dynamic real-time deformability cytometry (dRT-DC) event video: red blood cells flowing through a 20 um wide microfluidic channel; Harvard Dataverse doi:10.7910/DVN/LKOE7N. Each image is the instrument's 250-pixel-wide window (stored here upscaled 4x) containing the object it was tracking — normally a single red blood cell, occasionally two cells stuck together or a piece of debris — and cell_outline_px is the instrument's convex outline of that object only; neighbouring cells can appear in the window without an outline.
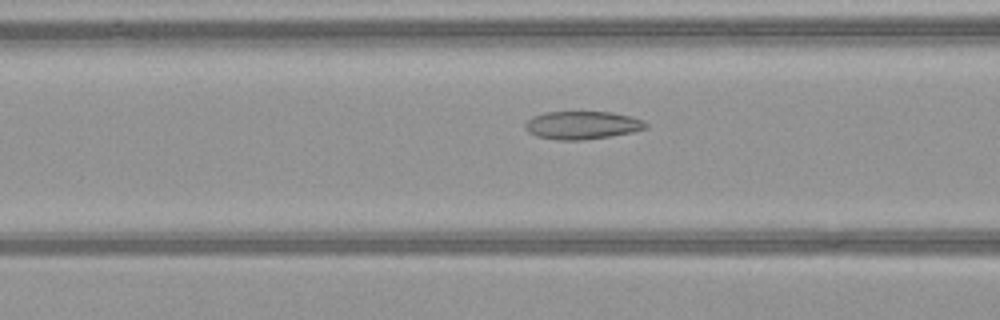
{"species": "common noctule bat (a hibernating species)", "species_latin": "Nyctalus noctula", "temperature_condition": "warm", "stored_images_in_passage": 51, "camera_frame_rate_fps": 3000, "um_per_image_px": 0.085, "animal": {"sex": "female", "body_mass_g": 21.9}, "frame": {"image": 1, "passage_image": 22, "time_ms": 7.0, "image_size_px": [1000, 320], "cell_outline_px": [[648, 128], [632, 132], [612, 136], [584, 140], [556, 140], [536, 136], [528, 132], [524, 128], [524, 124], [532, 116], [544, 112], [612, 112], [632, 116], [644, 120], [648, 124]], "centroid_in_image_um": [49.5, 10.64], "position_along_channel_um": 117.1, "area_um2": 20.0}}
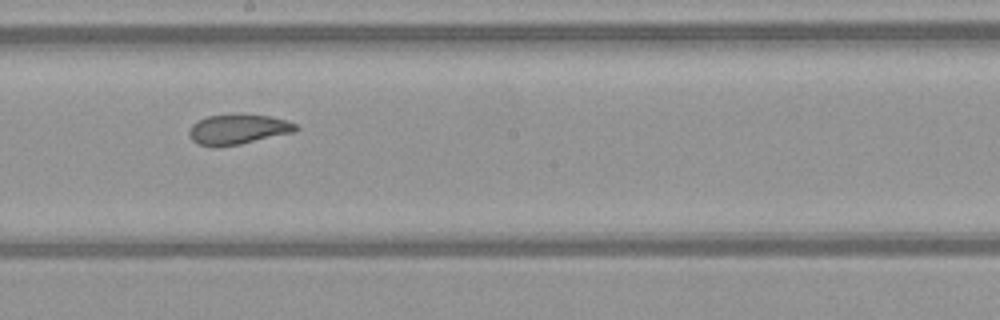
{"frame": {"image": 2, "passage_image": 30, "time_ms": 9.667, "image_size_px": [1000, 320], "cell_outline_px": [[300, 128], [296, 132], [240, 144], [196, 144], [192, 140], [188, 132], [192, 124], [208, 116], [232, 112], [240, 112], [268, 116], [284, 120], [296, 124]], "centroid_in_image_um": [20.28, 10.93], "position_along_channel_um": 227.9, "area_um2": 18.67}}
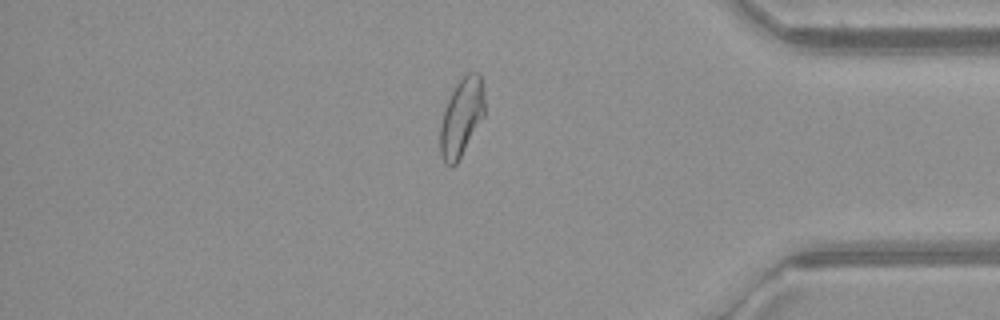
{"frame": {"image": 3, "passage_image": 44, "time_ms": 14.333, "image_size_px": [1000, 320], "cell_outline_px": [[484, 116], [456, 164], [452, 168], [444, 164], [440, 152], [440, 124], [444, 108], [456, 84], [468, 72], [480, 72], [484, 92]], "centroid_in_image_um": [39.22, 9.98], "position_along_channel_um": 396.0, "area_um2": 20.23}}